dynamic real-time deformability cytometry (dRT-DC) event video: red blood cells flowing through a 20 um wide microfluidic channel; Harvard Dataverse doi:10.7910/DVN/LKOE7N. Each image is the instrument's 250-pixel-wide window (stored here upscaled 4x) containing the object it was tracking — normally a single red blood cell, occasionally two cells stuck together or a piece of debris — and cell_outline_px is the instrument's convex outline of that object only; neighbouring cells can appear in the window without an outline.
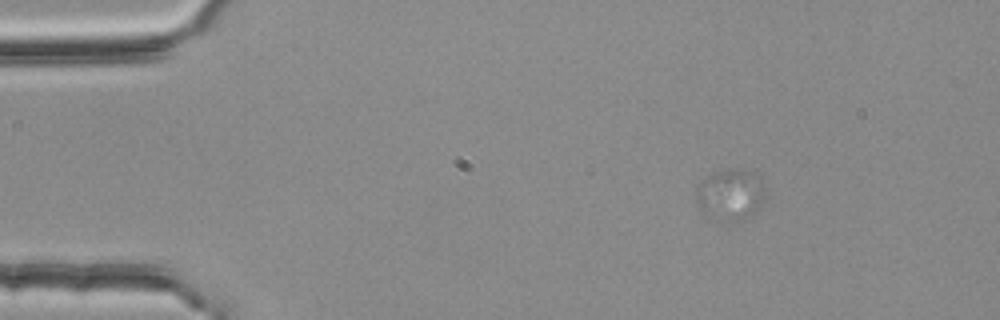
{"species": "common noctule bat (a hibernating species)", "species_latin": "Nyctalus noctula", "temperature_condition": "room temperature", "stored_images_in_passage": 20, "camera_frame_rate_fps": 3000, "um_per_image_px": 0.085, "animal": {"sex": "female", "body_mass_g": 25.1}, "frame": {"image": 1, "passage_image": 1, "time_ms": 0.0, "image_size_px": [1000, 320], "cell_outline_px": [[764, 200], [760, 208], [744, 220], [712, 220], [704, 216], [696, 200], [696, 192], [704, 176], [728, 168], [740, 168], [756, 172], [760, 176], [764, 184]], "centroid_in_image_um": [62.1, 16.53], "position_along_channel_um": 22.9, "area_um2": 21.21}}
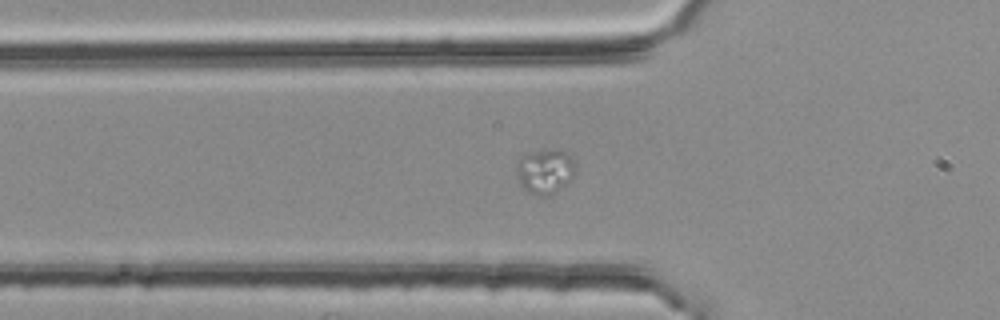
{"frame": {"image": 2, "passage_image": 12, "time_ms": 3.667, "image_size_px": [1000, 320], "cell_outline_px": [[576, 172], [564, 184], [548, 196], [536, 196], [528, 192], [520, 184], [516, 176], [516, 164], [528, 152], [548, 148], [556, 148], [572, 156], [576, 160]], "centroid_in_image_um": [46.33, 14.52], "position_along_channel_um": 79.5, "area_um2": 15.61}}